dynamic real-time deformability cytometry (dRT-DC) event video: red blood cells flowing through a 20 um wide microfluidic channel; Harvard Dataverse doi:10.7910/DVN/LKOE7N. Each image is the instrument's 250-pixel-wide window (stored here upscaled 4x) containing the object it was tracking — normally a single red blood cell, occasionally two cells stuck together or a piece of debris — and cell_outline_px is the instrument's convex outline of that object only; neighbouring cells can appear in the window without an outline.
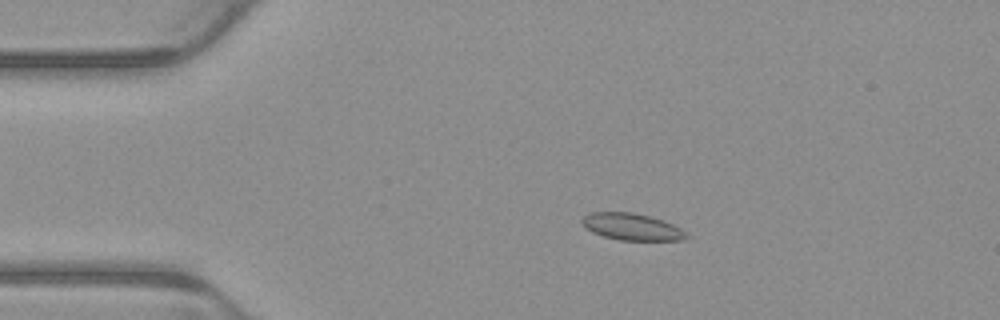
{"species": "common noctule bat (a hibernating species)", "species_latin": "Nyctalus noctula", "temperature_condition": "warm", "stored_images_in_passage": 5, "camera_frame_rate_fps": 3000, "um_per_image_px": 0.085, "animal": {"sex": "male", "body_mass_g": 23.1, "forearm_length_mm": 52.7}, "frame": {"image": 1, "passage_image": 3, "time_ms": 0.667, "image_size_px": [1000, 320], "cell_outline_px": [[688, 236], [684, 240], [620, 240], [604, 236], [592, 232], [584, 228], [580, 220], [588, 212], [632, 212], [652, 216], [664, 220], [688, 232]], "centroid_in_image_um": [53.7, 19.27], "position_along_channel_um": 31.3, "area_um2": 16.53}}
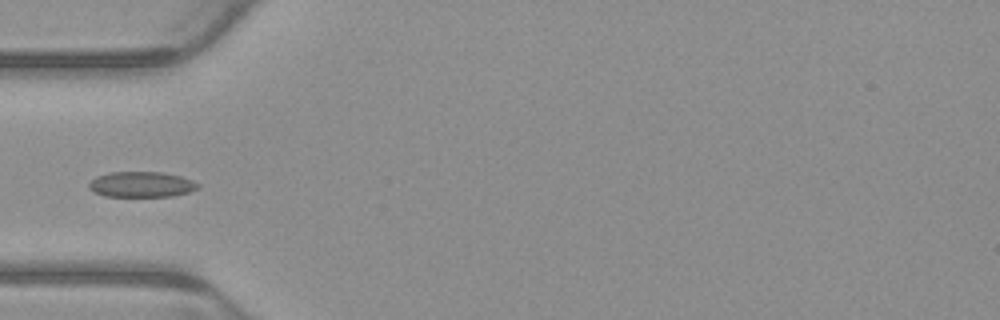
{"frame": {"image": 2, "passage_image": 5, "time_ms": 1.333, "image_size_px": [1000, 320], "cell_outline_px": [[200, 188], [188, 192], [172, 196], [104, 196], [92, 192], [88, 188], [88, 184], [96, 176], [108, 172], [164, 172], [180, 176], [192, 180], [200, 184]], "centroid_in_image_um": [12.01, 15.67], "position_along_channel_um": 73.0, "area_um2": 16.36}}